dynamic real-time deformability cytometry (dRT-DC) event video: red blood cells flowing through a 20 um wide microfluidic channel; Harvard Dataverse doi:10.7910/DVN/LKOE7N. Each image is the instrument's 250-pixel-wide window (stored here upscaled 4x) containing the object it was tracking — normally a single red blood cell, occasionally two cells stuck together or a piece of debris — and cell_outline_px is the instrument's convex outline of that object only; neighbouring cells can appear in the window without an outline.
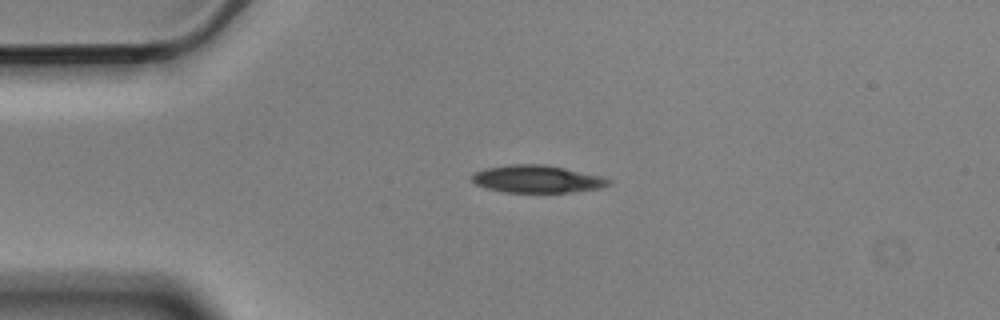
{"species": "Egyptian fruit bat (a non-hibernating species)", "species_latin": "Rousettus aegyptiacus", "temperature_condition": "cold", "stored_images_in_passage": 3, "camera_frame_rate_fps": 3000, "um_per_image_px": 0.085, "animal": {"sex": "male"}, "frame": {"image": 1, "passage_image": 3, "time_ms": 0.667, "image_size_px": [1000, 320], "cell_outline_px": [[612, 184], [600, 188], [568, 192], [504, 192], [488, 188], [476, 184], [468, 176], [472, 172], [488, 168], [512, 164], [544, 164], [604, 176], [612, 180]], "centroid_in_image_um": [45.67, 15.21], "position_along_channel_um": 39.3, "area_um2": 21.96}}